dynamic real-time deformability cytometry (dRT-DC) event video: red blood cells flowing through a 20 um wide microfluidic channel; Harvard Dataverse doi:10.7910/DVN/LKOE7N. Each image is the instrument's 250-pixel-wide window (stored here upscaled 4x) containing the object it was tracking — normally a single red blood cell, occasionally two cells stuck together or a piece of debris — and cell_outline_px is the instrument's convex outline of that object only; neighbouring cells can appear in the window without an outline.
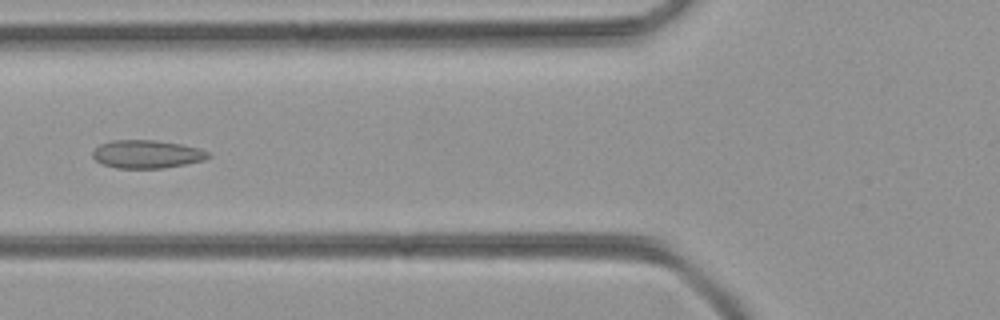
{"species": "common noctule bat (a hibernating species)", "species_latin": "Nyctalus noctula", "temperature_condition": "room temperature", "stored_images_in_passage": 46, "camera_frame_rate_fps": 3000, "um_per_image_px": 0.085, "animal": {"sex": "female", "body_mass_g": 21.9}, "frame": {"image": 1, "passage_image": 15, "time_ms": 4.667, "image_size_px": [1000, 320], "cell_outline_px": [[212, 156], [204, 160], [164, 168], [116, 168], [100, 164], [92, 156], [92, 152], [100, 144], [112, 140], [156, 140], [180, 144], [200, 148], [212, 152]], "centroid_in_image_um": [12.5, 13.1], "position_along_channel_um": 113.3, "area_um2": 19.13}}
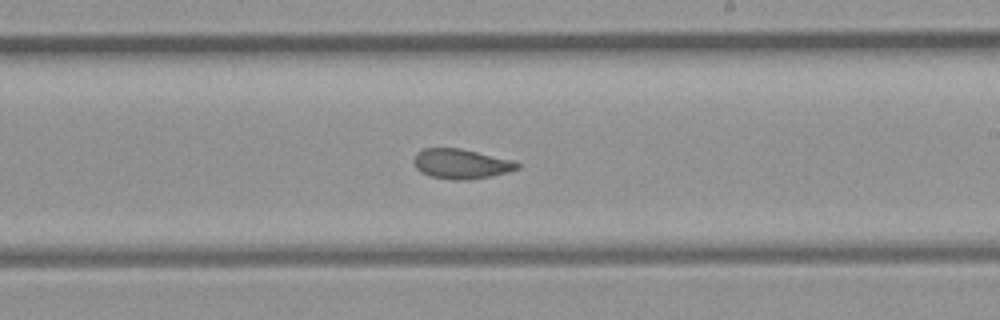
{"frame": {"image": 2, "passage_image": 25, "time_ms": 8.0, "image_size_px": [1000, 320], "cell_outline_px": [[520, 168], [508, 172], [492, 176], [472, 180], [452, 180], [428, 176], [420, 172], [416, 168], [412, 160], [416, 152], [424, 148], [460, 148], [516, 160], [520, 164]], "centroid_in_image_um": [39.2, 13.93], "position_along_channel_um": 249.8, "area_um2": 18.5}}
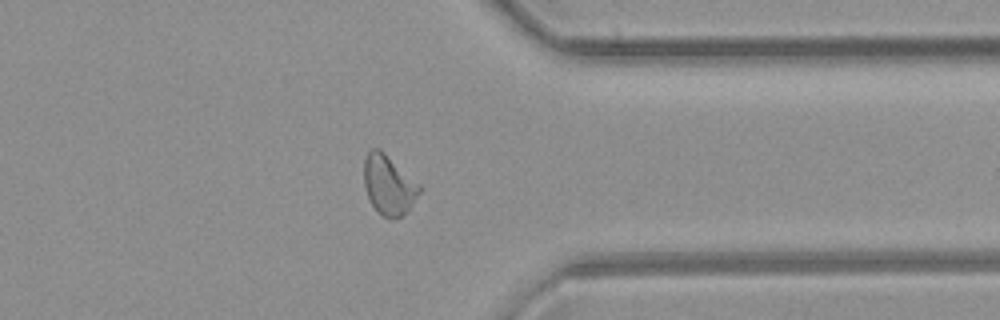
{"frame": {"image": 3, "passage_image": 35, "time_ms": 11.333, "image_size_px": [1000, 320], "cell_outline_px": [[420, 192], [408, 208], [400, 216], [392, 220], [384, 216], [372, 204], [368, 196], [364, 184], [364, 156], [372, 148], [380, 148], [420, 184]], "centroid_in_image_um": [33.02, 15.67], "position_along_channel_um": 378.4, "area_um2": 18.96}}